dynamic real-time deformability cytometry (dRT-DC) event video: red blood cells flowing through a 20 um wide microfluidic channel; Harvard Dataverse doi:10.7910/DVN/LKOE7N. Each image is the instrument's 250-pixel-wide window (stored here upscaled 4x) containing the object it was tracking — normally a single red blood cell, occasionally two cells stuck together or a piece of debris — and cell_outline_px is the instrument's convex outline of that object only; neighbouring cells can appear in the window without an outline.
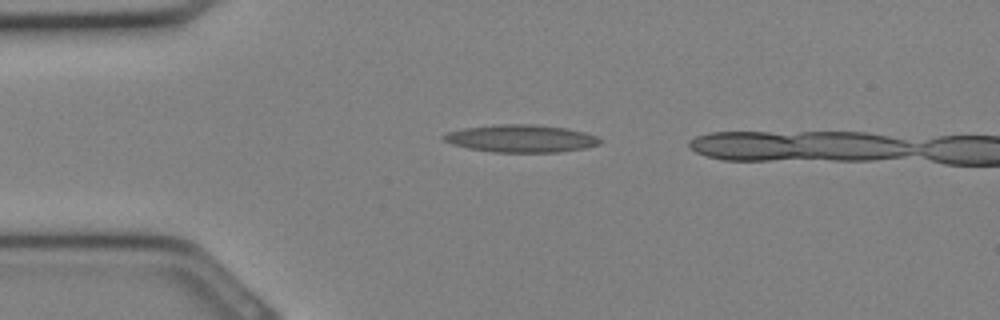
{"species": "Egyptian fruit bat (a non-hibernating species)", "species_latin": "Rousettus aegyptiacus", "temperature_condition": "cold", "stored_images_in_passage": 6, "camera_frame_rate_fps": 3000, "um_per_image_px": 0.085, "animal": {"sex": "female"}, "frame": {"image": 1, "passage_image": 4, "time_ms": 1.0, "image_size_px": [1000, 320], "cell_outline_px": [[600, 144], [584, 148], [560, 152], [492, 152], [468, 148], [452, 144], [444, 140], [440, 136], [448, 132], [464, 128], [496, 124], [536, 124], [564, 128], [584, 132], [596, 136], [600, 140]], "centroid_in_image_um": [44.26, 11.77], "position_along_channel_um": 40.7, "area_um2": 25.03}}